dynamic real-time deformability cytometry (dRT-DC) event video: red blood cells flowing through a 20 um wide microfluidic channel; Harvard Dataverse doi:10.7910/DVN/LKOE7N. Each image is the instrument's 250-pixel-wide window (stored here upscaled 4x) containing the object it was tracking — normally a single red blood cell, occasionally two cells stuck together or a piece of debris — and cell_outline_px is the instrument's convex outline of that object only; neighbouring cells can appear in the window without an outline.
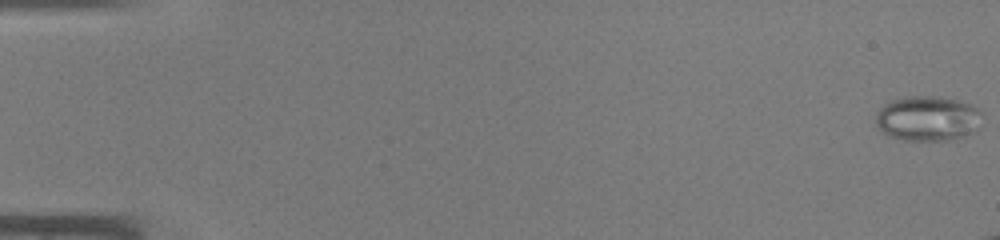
{"species": "common noctule bat (a hibernating species)", "species_latin": "Nyctalus noctula", "temperature_condition": "warm", "stored_images_in_passage": 13, "camera_frame_rate_fps": 3000, "um_per_image_px": 0.085, "animal": {"sex": "male", "body_mass_g": 19.0, "forearm_length_mm": 50.8}, "frame": {"image": 1, "passage_image": 1, "time_ms": 0.0, "image_size_px": [1000, 240], "cell_outline_px": [[984, 112], [976, 128], [972, 132], [964, 136], [948, 140], [904, 140], [888, 136], [876, 124], [876, 116], [880, 108], [884, 104], [892, 100], [908, 96], [936, 96], [956, 100], [968, 104]], "centroid_in_image_um": [78.84, 10.07], "position_along_channel_um": 6.2, "area_um2": 27.69}}